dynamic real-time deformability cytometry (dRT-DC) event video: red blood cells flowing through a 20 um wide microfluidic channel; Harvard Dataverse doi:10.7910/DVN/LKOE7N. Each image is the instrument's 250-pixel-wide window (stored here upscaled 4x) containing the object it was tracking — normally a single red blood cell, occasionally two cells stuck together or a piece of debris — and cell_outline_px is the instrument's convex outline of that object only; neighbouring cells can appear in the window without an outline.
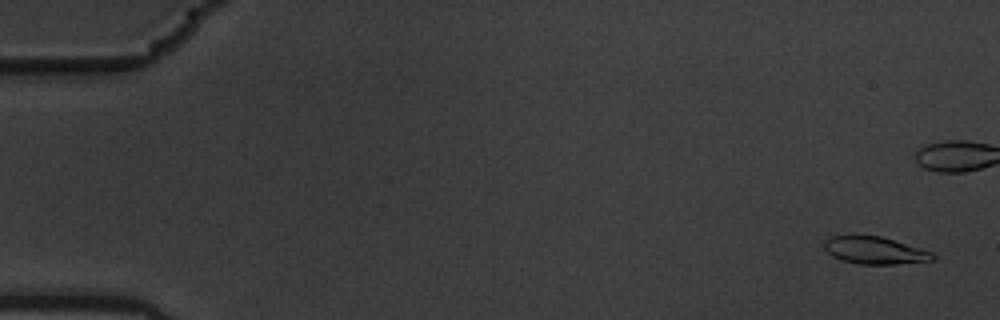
{"species": "common noctule bat (a hibernating species)", "species_latin": "Nyctalus noctula", "temperature_condition": "warm", "stored_images_in_passage": 47, "camera_frame_rate_fps": 3000, "um_per_image_px": 0.085, "animal": {"sex": "male", "body_mass_g": 19.5, "forearm_length_mm": 54.6}, "frame": {"image": 1, "passage_image": 3, "time_ms": 0.667, "image_size_px": [1000, 320], "cell_outline_px": [[936, 260], [896, 264], [856, 264], [840, 260], [832, 256], [824, 248], [824, 240], [832, 236], [880, 236], [932, 252], [936, 256]], "centroid_in_image_um": [74.35, 21.3], "position_along_channel_um": 10.7, "area_um2": 17.17}}
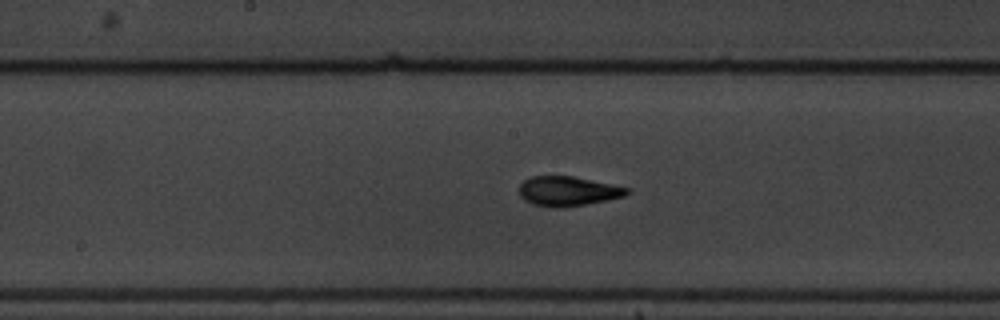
{"frame": {"image": 2, "passage_image": 31, "time_ms": 10.0, "image_size_px": [1000, 320], "cell_outline_px": [[632, 192], [624, 196], [584, 204], [560, 208], [552, 208], [532, 204], [524, 200], [520, 196], [520, 184], [524, 180], [532, 176], [572, 176], [628, 188]], "centroid_in_image_um": [48.22, 16.25], "position_along_channel_um": 200.0, "area_um2": 18.38}}
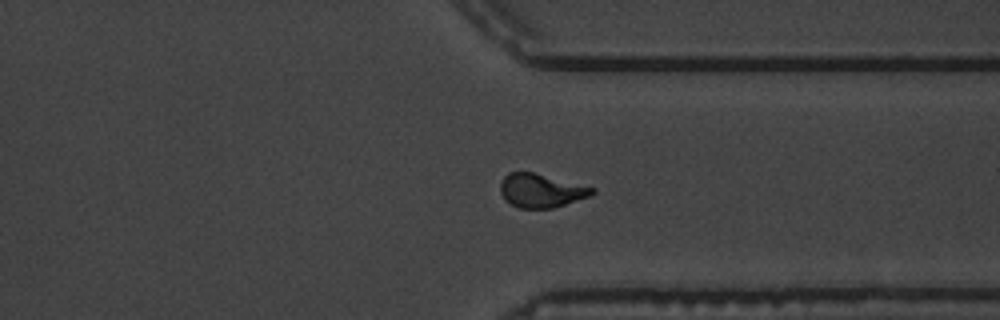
{"frame": {"image": 3, "passage_image": 45, "time_ms": 14.667, "image_size_px": [1000, 320], "cell_outline_px": [[596, 192], [592, 196], [552, 208], [516, 208], [504, 200], [500, 192], [500, 184], [504, 176], [508, 172], [532, 172], [596, 188]], "centroid_in_image_um": [45.98, 16.21], "position_along_channel_um": 365.4, "area_um2": 18.15}}